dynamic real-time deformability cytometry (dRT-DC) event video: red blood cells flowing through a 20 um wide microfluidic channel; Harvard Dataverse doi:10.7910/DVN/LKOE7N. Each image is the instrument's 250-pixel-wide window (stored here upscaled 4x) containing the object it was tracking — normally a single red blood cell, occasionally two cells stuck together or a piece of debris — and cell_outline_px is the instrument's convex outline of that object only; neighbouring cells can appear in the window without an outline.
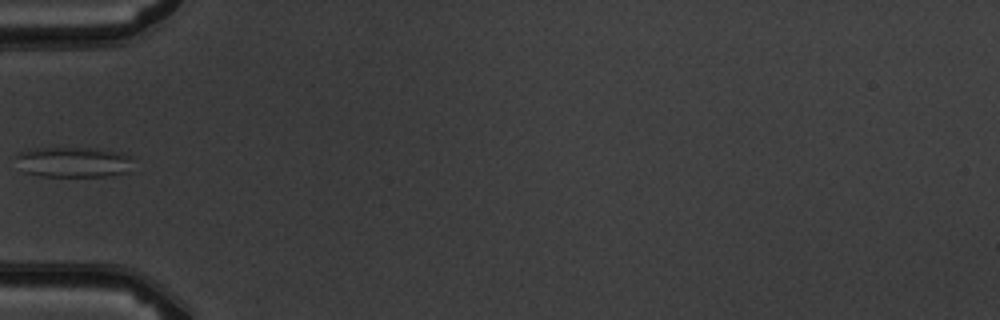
{"species": "common noctule bat (a hibernating species)", "species_latin": "Nyctalus noctula", "temperature_condition": "warm", "stored_images_in_passage": 7, "camera_frame_rate_fps": 3000, "um_per_image_px": 0.085, "animal": {"sex": "male", "body_mass_g": 19.5, "forearm_length_mm": 54.6}, "frame": {"image": 1, "passage_image": 7, "time_ms": 7.667, "image_size_px": [1000, 320], "cell_outline_px": [[132, 160], [128, 172], [104, 176], [40, 176], [24, 172], [16, 156], [20, 152], [36, 148], [84, 148], [120, 152], [132, 156]], "centroid_in_image_um": [6.26, 13.78], "position_along_channel_um": 78.7, "area_um2": 20.46}}